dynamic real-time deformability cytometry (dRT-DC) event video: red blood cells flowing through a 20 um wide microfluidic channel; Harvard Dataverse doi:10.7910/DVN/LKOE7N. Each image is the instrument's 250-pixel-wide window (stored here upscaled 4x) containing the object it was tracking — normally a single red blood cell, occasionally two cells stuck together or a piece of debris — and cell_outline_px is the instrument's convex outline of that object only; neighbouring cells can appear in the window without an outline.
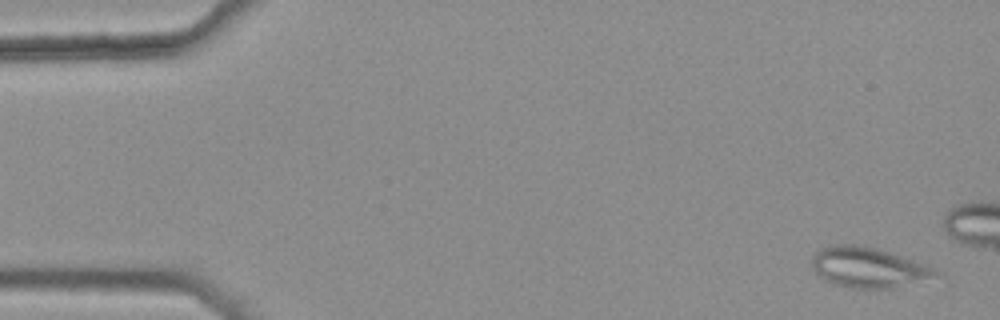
{"species": "common noctule bat (a hibernating species)", "species_latin": "Nyctalus noctula", "temperature_condition": "warm", "stored_images_in_passage": 5, "camera_frame_rate_fps": 3000, "um_per_image_px": 0.085, "animal": {"sex": "female", "body_mass_g": 25.1}, "frame": {"image": 1, "passage_image": 1, "time_ms": 0.0, "image_size_px": [1000, 320], "cell_outline_px": [[940, 272], [892, 288], [852, 288], [836, 284], [824, 280], [812, 268], [812, 256], [820, 248], [836, 244], [864, 244], [936, 268]], "centroid_in_image_um": [73.68, 22.7], "position_along_channel_um": 11.3, "area_um2": 28.26}}